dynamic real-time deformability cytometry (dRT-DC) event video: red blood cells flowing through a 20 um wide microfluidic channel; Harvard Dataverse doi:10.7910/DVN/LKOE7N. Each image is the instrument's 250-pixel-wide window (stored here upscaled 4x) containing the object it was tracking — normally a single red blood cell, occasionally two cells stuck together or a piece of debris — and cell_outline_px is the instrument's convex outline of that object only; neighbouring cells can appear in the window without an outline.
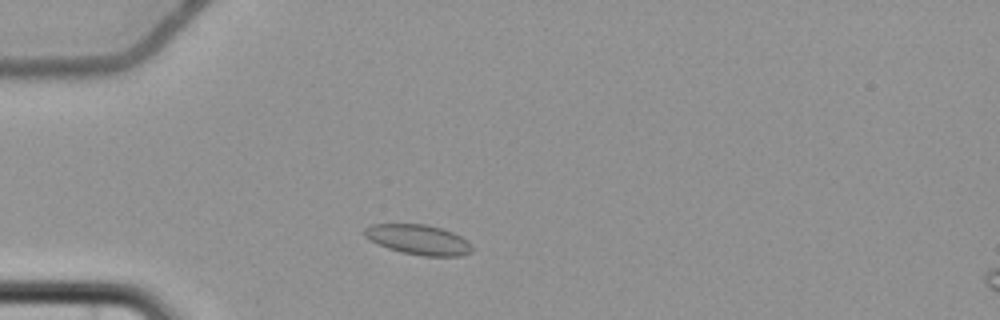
{"species": "common noctule bat (a hibernating species)", "species_latin": "Nyctalus noctula", "temperature_condition": "cold", "stored_images_in_passage": 3, "camera_frame_rate_fps": 3000, "um_per_image_px": 0.085, "animal": {"sex": "female", "body_mass_g": 22.7, "forearm_length_mm": 54.2}, "frame": {"image": 1, "passage_image": 1, "time_ms": 0.0, "image_size_px": [1000, 320], "cell_outline_px": [[472, 252], [460, 256], [420, 256], [388, 248], [368, 240], [364, 236], [364, 228], [372, 224], [428, 224], [452, 232], [468, 240], [472, 248]], "centroid_in_image_um": [35.56, 20.37], "position_along_channel_um": 49.4, "area_um2": 18.84}}
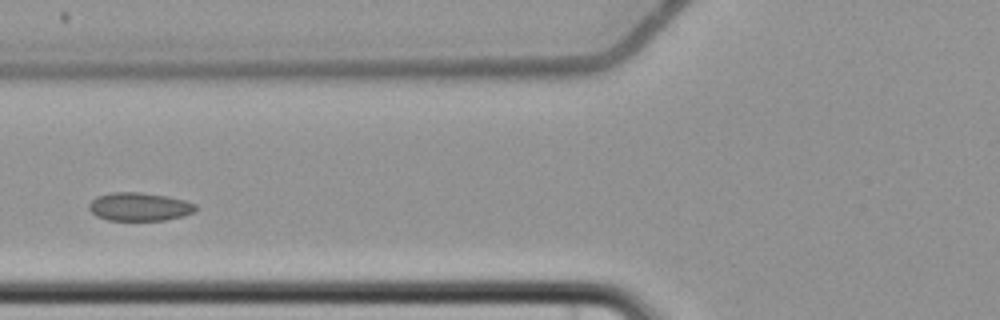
{"frame": {"image": 2, "passage_image": 3, "time_ms": 2.333, "image_size_px": [1000, 320], "cell_outline_px": [[200, 208], [196, 212], [184, 216], [164, 220], [108, 220], [96, 216], [88, 208], [88, 204], [96, 196], [112, 192], [140, 192], [168, 196], [184, 200], [196, 204]], "centroid_in_image_um": [11.89, 17.57], "position_along_channel_um": 113.9, "area_um2": 17.86}}